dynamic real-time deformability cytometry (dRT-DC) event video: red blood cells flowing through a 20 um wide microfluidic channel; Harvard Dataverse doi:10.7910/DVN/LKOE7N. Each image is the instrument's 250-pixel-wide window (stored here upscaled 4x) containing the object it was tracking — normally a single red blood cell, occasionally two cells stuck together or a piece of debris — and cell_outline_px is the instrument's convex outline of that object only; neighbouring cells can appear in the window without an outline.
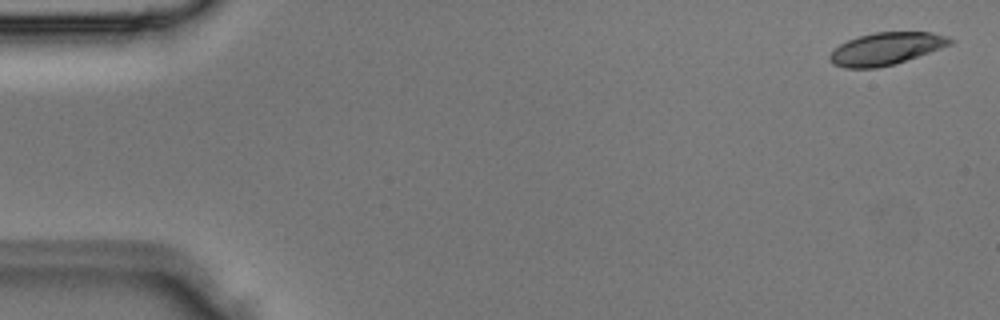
{"species": "Egyptian fruit bat (a non-hibernating species)", "species_latin": "Rousettus aegyptiacus", "temperature_condition": "room temperature", "stored_images_in_passage": 4, "camera_frame_rate_fps": 3000, "um_per_image_px": 0.085, "animal": {"sex": "male"}, "frame": {"image": 1, "passage_image": 1, "time_ms": 0.0, "image_size_px": [1000, 320], "cell_outline_px": [[956, 40], [952, 44], [892, 64], [876, 68], [844, 68], [832, 64], [828, 56], [840, 44], [848, 40], [872, 32], [932, 32], [948, 36]], "centroid_in_image_um": [75.31, 4.13], "position_along_channel_um": 9.7, "area_um2": 22.43}}